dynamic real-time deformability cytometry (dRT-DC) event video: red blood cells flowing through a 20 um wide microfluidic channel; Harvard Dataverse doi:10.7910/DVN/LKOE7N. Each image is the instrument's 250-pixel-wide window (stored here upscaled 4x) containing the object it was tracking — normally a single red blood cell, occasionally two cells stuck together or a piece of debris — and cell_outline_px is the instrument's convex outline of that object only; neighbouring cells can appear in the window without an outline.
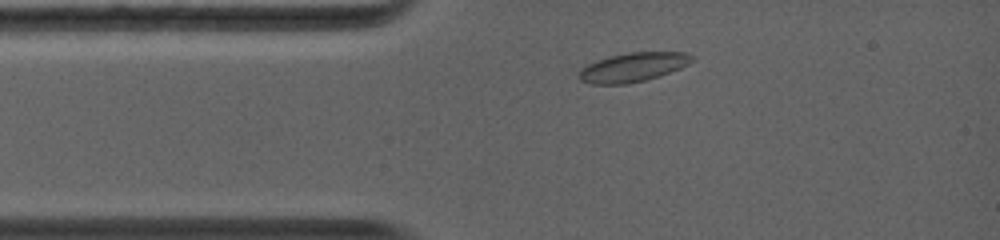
{"species": "common noctule bat (a hibernating species)", "species_latin": "Nyctalus noctula", "temperature_condition": "warm", "stored_images_in_passage": 3, "camera_frame_rate_fps": 5000, "um_per_image_px": 0.085, "animal": {"sex": "female", "body_mass_g": 19.0, "forearm_length_mm": 56.7}, "frame": {"image": 1, "passage_image": 2, "time_ms": 1.0, "image_size_px": [1000, 240], "cell_outline_px": [[696, 60], [680, 68], [648, 80], [628, 84], [592, 84], [580, 80], [576, 76], [576, 72], [580, 68], [596, 60], [608, 56], [628, 52], [684, 52], [696, 56]], "centroid_in_image_um": [53.78, 5.71], "position_along_channel_um": 31.2, "area_um2": 19.59}}